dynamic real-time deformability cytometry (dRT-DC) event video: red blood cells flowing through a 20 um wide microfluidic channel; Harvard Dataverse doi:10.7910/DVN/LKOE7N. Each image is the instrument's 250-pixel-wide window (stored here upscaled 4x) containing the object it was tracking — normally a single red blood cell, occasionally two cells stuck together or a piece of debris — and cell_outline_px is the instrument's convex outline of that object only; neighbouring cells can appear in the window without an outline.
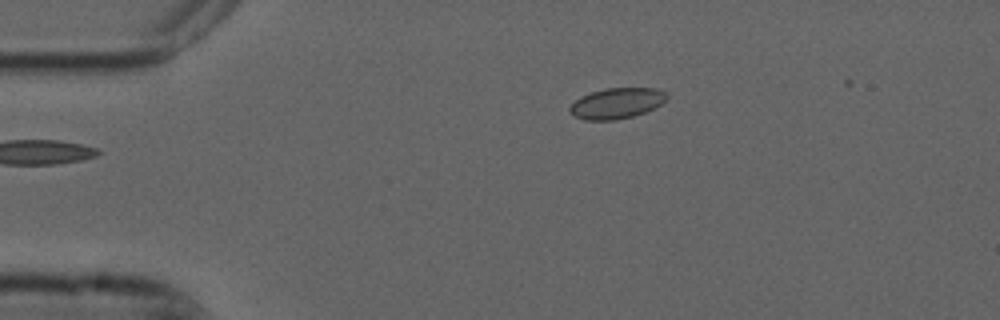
{"species": "common noctule bat (a hibernating species)", "species_latin": "Nyctalus noctula", "temperature_condition": "cold", "stored_images_in_passage": 3, "camera_frame_rate_fps": 3000, "um_per_image_px": 0.085, "animal": {"sex": "male", "forearm_length_mm": 52.5}, "frame": {"image": 1, "passage_image": 3, "time_ms": 0.667, "image_size_px": [1000, 320], "cell_outline_px": [[668, 96], [660, 104], [644, 112], [632, 116], [616, 120], [584, 120], [568, 112], [568, 108], [580, 96], [604, 88], [660, 88], [668, 92]], "centroid_in_image_um": [52.41, 8.77], "position_along_channel_um": 32.6, "area_um2": 17.34}}